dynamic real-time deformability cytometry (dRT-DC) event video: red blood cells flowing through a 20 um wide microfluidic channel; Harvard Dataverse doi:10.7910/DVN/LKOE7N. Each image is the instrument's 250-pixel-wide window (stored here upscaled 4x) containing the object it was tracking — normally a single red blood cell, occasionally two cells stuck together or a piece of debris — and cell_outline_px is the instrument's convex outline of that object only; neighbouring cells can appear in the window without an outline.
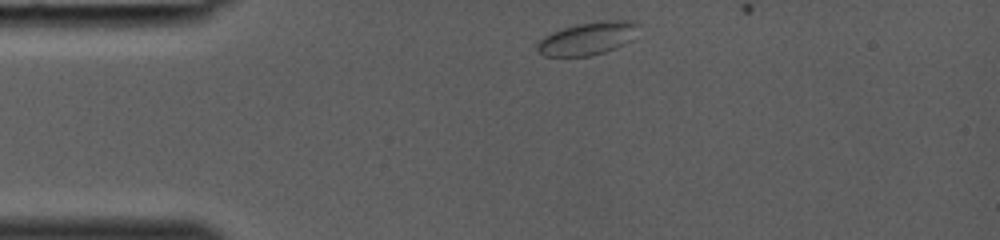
{"species": "common noctule bat (a hibernating species)", "species_latin": "Nyctalus noctula", "temperature_condition": "room temperature", "stored_images_in_passage": 10, "camera_frame_rate_fps": 3000, "um_per_image_px": 0.085, "animal": {"sex": "female", "body_mass_g": 19.0, "forearm_length_mm": 53.3}, "frame": {"image": 1, "passage_image": 1, "time_ms": 0.0, "image_size_px": [1000, 240], "cell_outline_px": [[636, 24], [632, 40], [616, 48], [604, 52], [588, 56], [544, 56], [536, 52], [536, 44], [544, 36], [552, 32], [576, 24], [608, 20], [632, 20]], "centroid_in_image_um": [49.88, 3.28], "position_along_channel_um": 35.1, "area_um2": 19.19}}
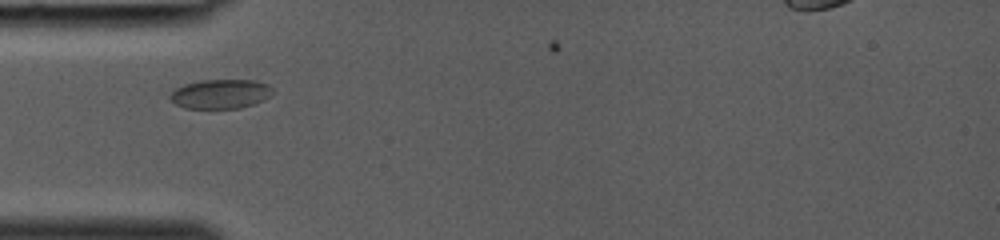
{"frame": {"image": 2, "passage_image": 5, "time_ms": 1.333, "image_size_px": [1000, 240], "cell_outline_px": [[276, 92], [272, 96], [256, 104], [240, 108], [184, 108], [176, 104], [168, 96], [176, 88], [184, 84], [200, 80], [256, 80], [268, 84]], "centroid_in_image_um": [18.81, 7.98], "position_along_channel_um": 66.2, "area_um2": 17.8}}
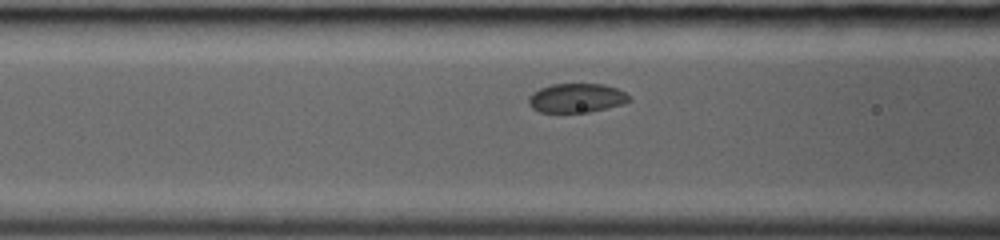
{"frame": {"image": 3, "passage_image": 8, "time_ms": 2.333, "image_size_px": [1000, 240], "cell_outline_px": [[632, 100], [624, 104], [588, 112], [540, 112], [532, 108], [528, 104], [528, 96], [532, 92], [540, 88], [552, 84], [604, 84], [616, 88], [632, 96]], "centroid_in_image_um": [49.01, 8.33], "position_along_channel_um": 117.6, "area_um2": 17.22}}